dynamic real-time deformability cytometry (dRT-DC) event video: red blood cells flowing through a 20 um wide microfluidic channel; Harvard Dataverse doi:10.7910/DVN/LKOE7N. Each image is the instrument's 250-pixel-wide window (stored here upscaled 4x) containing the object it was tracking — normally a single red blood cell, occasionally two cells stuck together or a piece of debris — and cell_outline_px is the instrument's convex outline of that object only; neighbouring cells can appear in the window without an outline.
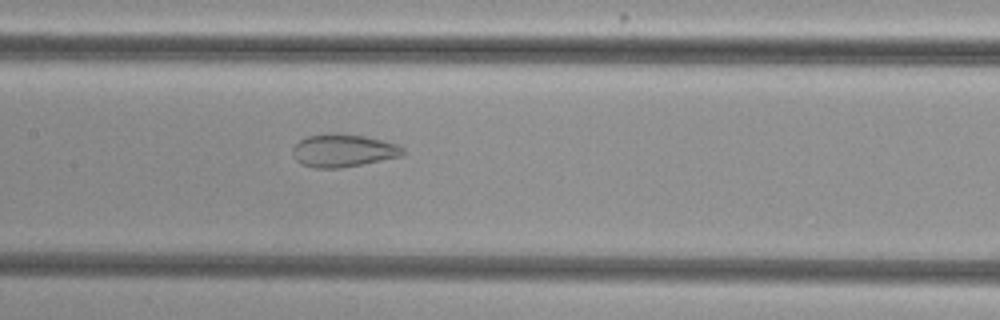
{"species": "common noctule bat (a hibernating species)", "species_latin": "Nyctalus noctula", "temperature_condition": "cold", "stored_images_in_passage": 40, "camera_frame_rate_fps": 3000, "um_per_image_px": 0.085, "animal": {"sex": "female", "body_mass_g": 29.2, "forearm_length_mm": 56.3}, "frame": {"image": 1, "passage_image": 13, "time_ms": 4.0, "image_size_px": [1000, 320], "cell_outline_px": [[404, 156], [340, 168], [312, 168], [300, 164], [296, 160], [292, 152], [292, 148], [300, 140], [308, 136], [328, 132], [336, 132], [364, 136], [396, 144], [404, 148]], "centroid_in_image_um": [29.15, 12.79], "position_along_channel_um": 178.3, "area_um2": 21.27}}
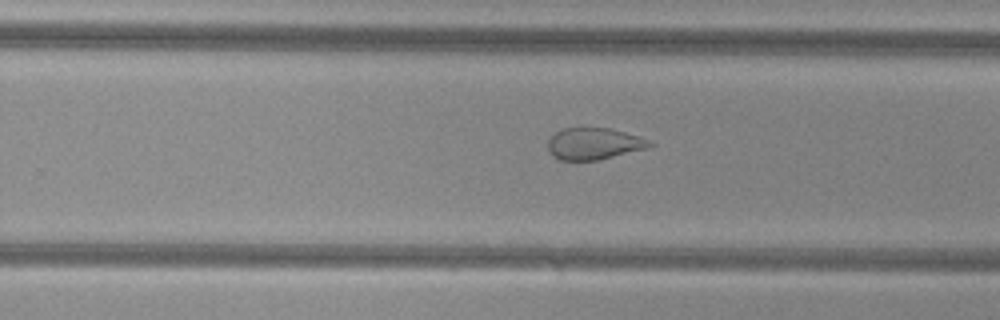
{"frame": {"image": 2, "passage_image": 21, "time_ms": 6.667, "image_size_px": [1000, 320], "cell_outline_px": [[656, 144], [648, 148], [596, 160], [560, 160], [552, 156], [548, 152], [548, 140], [556, 132], [564, 128], [612, 128], [640, 136]], "centroid_in_image_um": [50.49, 12.21], "position_along_channel_um": 279.3, "area_um2": 18.84}}
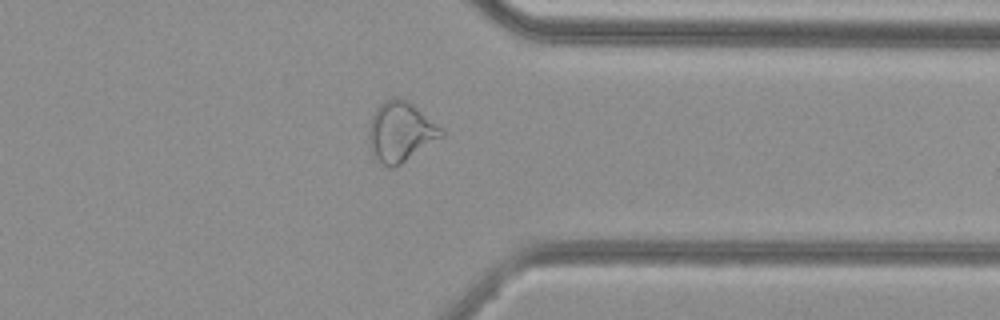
{"frame": {"image": 3, "passage_image": 29, "time_ms": 9.333, "image_size_px": [1000, 320], "cell_outline_px": [[444, 136], [400, 164], [392, 168], [388, 168], [376, 160], [372, 156], [368, 140], [368, 128], [372, 116], [376, 108], [384, 100], [392, 96], [400, 96], [412, 104], [444, 128]], "centroid_in_image_um": [34.03, 11.19], "position_along_channel_um": 377.4, "area_um2": 25.72}, "authors_computed_cell_mechanics": {"area_um2": 23.4957, "velocity_mm_per_s": 3.8052, "shape_relaxation_time_tau1_ms": null, "shape_relaxation_time_tau2_ms": 1.5994, "deformation_change_tau1": null, "deformation_change_tau2": 0.0933}}